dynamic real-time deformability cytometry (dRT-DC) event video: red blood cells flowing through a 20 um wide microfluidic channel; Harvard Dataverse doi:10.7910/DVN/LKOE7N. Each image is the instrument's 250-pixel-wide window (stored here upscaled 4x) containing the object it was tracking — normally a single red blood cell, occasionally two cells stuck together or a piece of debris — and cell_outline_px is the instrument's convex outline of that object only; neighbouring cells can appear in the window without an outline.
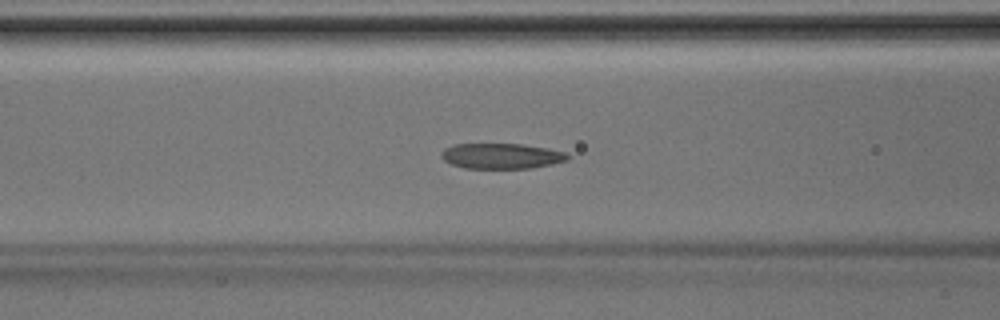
{"species": "Egyptian fruit bat (a non-hibernating species)", "species_latin": "Rousettus aegyptiacus", "temperature_condition": "room temperature", "stored_images_in_passage": 44, "camera_frame_rate_fps": 3000, "um_per_image_px": 0.085, "animal": {"sex": "male"}, "frame": {"image": 1, "passage_image": 18, "time_ms": 5.667, "image_size_px": [1000, 320], "cell_outline_px": [[568, 160], [552, 164], [532, 168], [464, 168], [452, 164], [444, 160], [440, 156], [440, 152], [444, 148], [452, 144], [524, 144], [548, 148], [564, 152], [568, 156]], "centroid_in_image_um": [42.59, 13.25], "position_along_channel_um": 124.0, "area_um2": 18.79}}
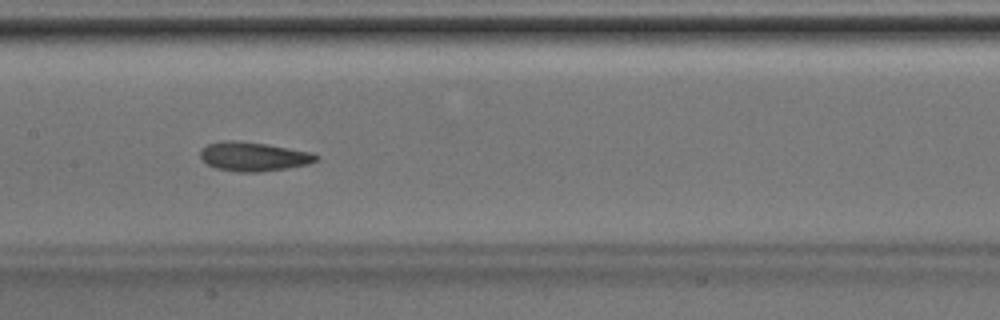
{"frame": {"image": 2, "passage_image": 22, "time_ms": 7.0, "image_size_px": [1000, 320], "cell_outline_px": [[320, 160], [308, 164], [288, 168], [260, 172], [240, 172], [216, 168], [200, 160], [200, 148], [208, 144], [224, 140], [240, 140], [268, 144], [312, 152], [320, 156]], "centroid_in_image_um": [21.56, 13.3], "position_along_channel_um": 185.8, "area_um2": 20.0}}
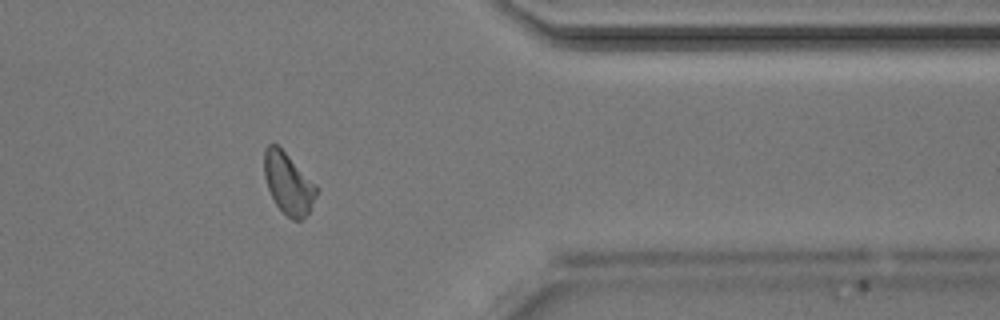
{"frame": {"image": 3, "passage_image": 36, "time_ms": 11.667, "image_size_px": [1000, 320], "cell_outline_px": [[320, 188], [308, 212], [300, 220], [292, 220], [276, 204], [268, 188], [264, 176], [264, 148], [268, 144], [276, 144]], "centroid_in_image_um": [24.5, 15.58], "position_along_channel_um": 386.9, "area_um2": 18.32}}